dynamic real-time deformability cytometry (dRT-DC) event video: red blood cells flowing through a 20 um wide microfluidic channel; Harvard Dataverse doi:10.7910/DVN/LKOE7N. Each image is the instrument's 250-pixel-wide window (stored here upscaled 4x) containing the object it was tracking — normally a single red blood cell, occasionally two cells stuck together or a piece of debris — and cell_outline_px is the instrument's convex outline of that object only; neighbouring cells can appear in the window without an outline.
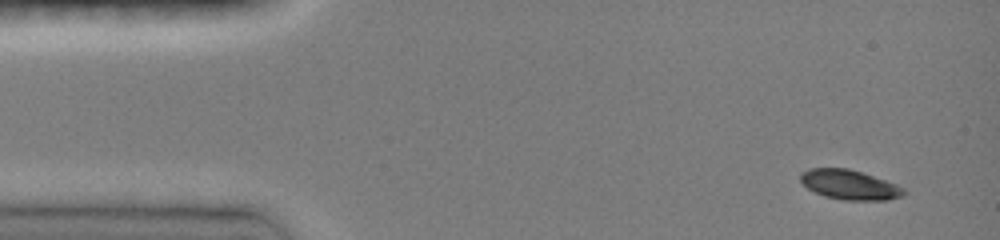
{"species": "common noctule bat (a hibernating species)", "species_latin": "Nyctalus noctula", "temperature_condition": "room temperature", "stored_images_in_passage": 33, "camera_frame_rate_fps": 3000, "um_per_image_px": 0.085, "animal": {"sex": "female", "body_mass_g": 19.0, "forearm_length_mm": 51.5}, "frame": {"image": 1, "passage_image": 1, "time_ms": 0.0, "image_size_px": [1000, 240], "cell_outline_px": [[908, 192], [904, 196], [888, 200], [844, 200], [824, 196], [808, 188], [800, 180], [800, 172], [808, 168], [848, 168], [896, 184], [904, 188]], "centroid_in_image_um": [72.22, 15.71], "position_along_channel_um": 12.8, "area_um2": 17.86}}
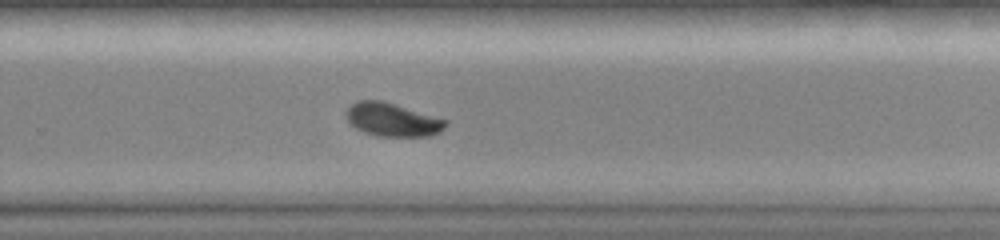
{"frame": {"image": 2, "passage_image": 23, "time_ms": 9.333, "image_size_px": [1000, 240], "cell_outline_px": [[448, 124], [440, 132], [432, 136], [376, 136], [364, 132], [356, 128], [344, 116], [344, 112], [356, 100], [380, 100], [396, 104], [448, 120]], "centroid_in_image_um": [33.35, 10.17], "position_along_channel_um": 296.4, "area_um2": 19.48}}
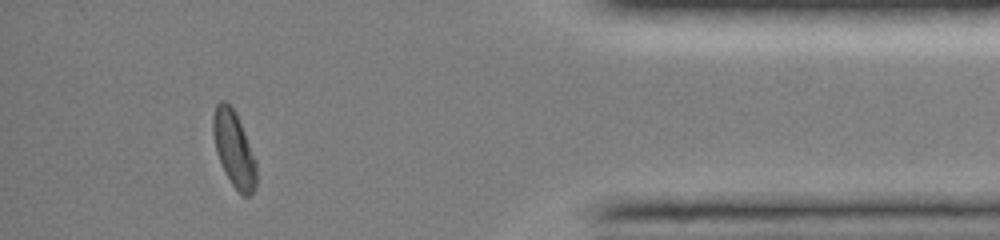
{"frame": {"image": 3, "passage_image": 30, "time_ms": 13.0, "image_size_px": [1000, 240], "cell_outline_px": [[256, 188], [248, 196], [244, 196], [232, 184], [224, 172], [216, 152], [212, 132], [212, 120], [216, 104], [220, 100], [224, 100], [236, 112], [244, 132], [256, 164]], "centroid_in_image_um": [19.85, 12.65], "position_along_channel_um": 415.3, "area_um2": 18.84}, "authors_computed_cell_mechanics": {"area_um2": 18.9584, "velocity_mm_per_s": 4.0848, "shape_relaxation_time_tau1_ms": 2.391, "shape_relaxation_time_tau2_ms": null, "deformation_change_tau1": 0.1515, "deformation_change_tau2": null}}